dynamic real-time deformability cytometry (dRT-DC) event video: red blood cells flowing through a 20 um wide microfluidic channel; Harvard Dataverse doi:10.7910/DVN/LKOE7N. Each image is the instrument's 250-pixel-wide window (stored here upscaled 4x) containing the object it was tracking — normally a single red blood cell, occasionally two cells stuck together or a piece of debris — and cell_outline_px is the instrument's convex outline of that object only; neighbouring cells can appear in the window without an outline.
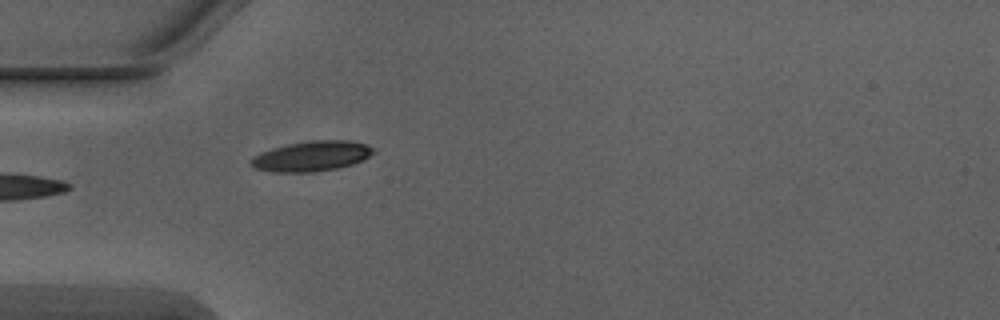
{"species": "Egyptian fruit bat (a non-hibernating species)", "species_latin": "Rousettus aegyptiacus", "temperature_condition": "warm", "stored_images_in_passage": 5, "camera_frame_rate_fps": 3000, "um_per_image_px": 0.085, "animal": {"sex": "male"}, "frame": {"image": 1, "passage_image": 5, "time_ms": 1.333, "image_size_px": [1000, 320], "cell_outline_px": [[376, 152], [352, 164], [336, 168], [312, 172], [276, 172], [256, 168], [248, 164], [248, 160], [252, 156], [260, 152], [272, 148], [288, 144], [312, 140], [348, 140], [364, 144], [376, 148]], "centroid_in_image_um": [26.45, 13.26], "position_along_channel_um": 58.6, "area_um2": 21.5}}